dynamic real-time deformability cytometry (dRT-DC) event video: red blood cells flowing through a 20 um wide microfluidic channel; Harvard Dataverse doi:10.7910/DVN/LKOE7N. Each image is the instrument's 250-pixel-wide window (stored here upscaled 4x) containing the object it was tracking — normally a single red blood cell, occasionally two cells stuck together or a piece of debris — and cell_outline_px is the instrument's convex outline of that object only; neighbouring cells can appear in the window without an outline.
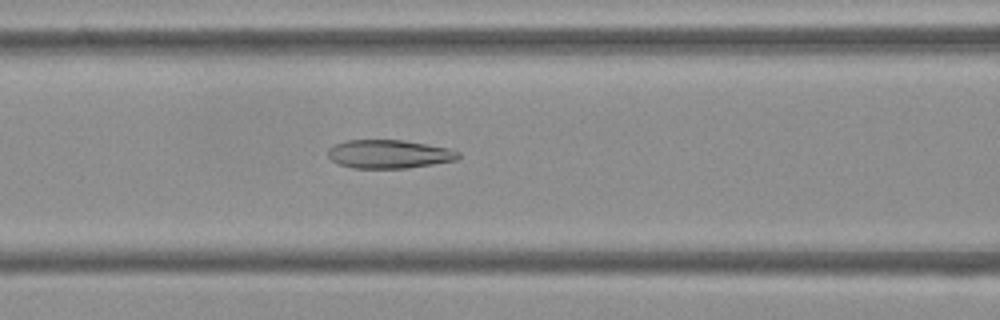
{"species": "Egyptian fruit bat (a non-hibernating species)", "species_latin": "Rousettus aegyptiacus", "temperature_condition": "cold", "stored_images_in_passage": 53, "camera_frame_rate_fps": 3000, "um_per_image_px": 0.085, "frame": {"image": 1, "passage_image": 22, "time_ms": 7.0, "image_size_px": [1000, 320], "cell_outline_px": [[460, 156], [456, 160], [408, 168], [352, 168], [340, 164], [332, 160], [328, 156], [328, 148], [344, 140], [404, 140], [448, 148], [460, 152]], "centroid_in_image_um": [33.06, 13.09], "position_along_channel_um": 133.5, "area_um2": 21.62}}
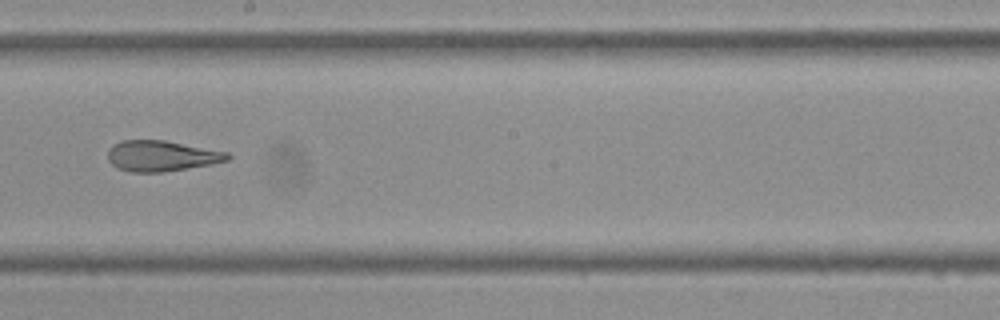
{"frame": {"image": 2, "passage_image": 30, "time_ms": 9.667, "image_size_px": [1000, 320], "cell_outline_px": [[232, 156], [228, 160], [212, 164], [160, 172], [132, 172], [116, 168], [108, 160], [108, 148], [112, 144], [120, 140], [164, 140], [228, 152]], "centroid_in_image_um": [13.69, 13.24], "position_along_channel_um": 234.5, "area_um2": 21.44}}
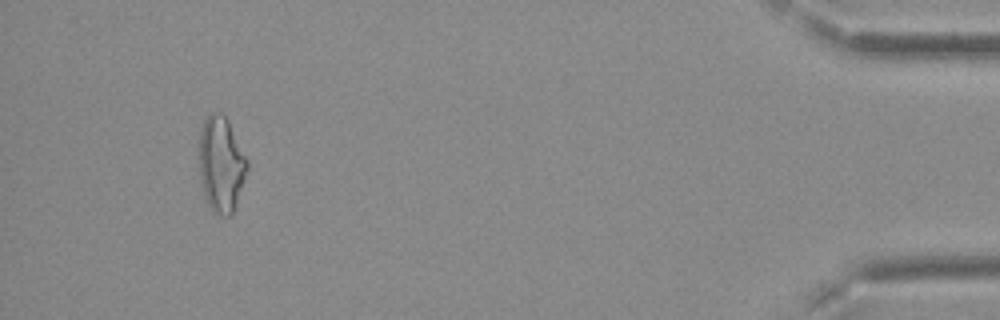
{"frame": {"image": 3, "passage_image": 50, "time_ms": 16.333, "image_size_px": [1000, 320], "cell_outline_px": [[248, 172], [232, 216], [220, 216], [212, 212], [204, 196], [200, 180], [200, 132], [204, 120], [208, 112], [220, 112], [228, 120], [248, 160]], "centroid_in_image_um": [18.81, 13.99], "position_along_channel_um": 416.4, "area_um2": 27.11}, "authors_computed_cell_mechanics": {"area_um2": 23.7558, "velocity_mm_per_s": 3.7848, "shape_relaxation_time_tau1_ms": null, "shape_relaxation_time_tau2_ms": 3.2602, "deformation_change_tau1": null, "deformation_change_tau2": 0.1103}}